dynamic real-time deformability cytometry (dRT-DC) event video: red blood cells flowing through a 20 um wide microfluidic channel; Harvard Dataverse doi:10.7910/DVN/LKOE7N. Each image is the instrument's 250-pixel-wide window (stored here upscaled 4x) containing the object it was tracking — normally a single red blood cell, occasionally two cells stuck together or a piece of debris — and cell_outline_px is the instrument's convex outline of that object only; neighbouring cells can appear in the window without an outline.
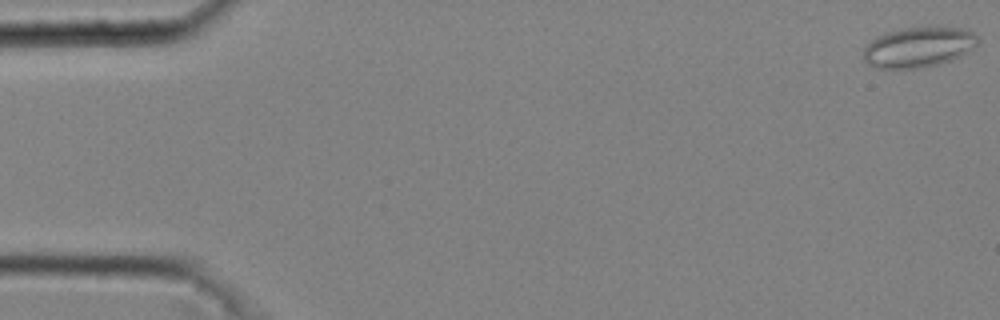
{"species": "common noctule bat (a hibernating species)", "species_latin": "Nyctalus noctula", "temperature_condition": "cold", "stored_images_in_passage": 44, "camera_frame_rate_fps": 3000, "um_per_image_px": 0.085, "animal": {"sex": "male", "body_mass_g": 20.4}, "frame": {"image": 1, "passage_image": 1, "time_ms": 0.0, "image_size_px": [1000, 320], "cell_outline_px": [[980, 40], [968, 52], [952, 60], [940, 64], [916, 68], [880, 68], [868, 64], [864, 60], [864, 48], [876, 36], [884, 32], [900, 28], [960, 28], [972, 32]], "centroid_in_image_um": [78.05, 4.01], "position_along_channel_um": 6.9, "area_um2": 26.59}}
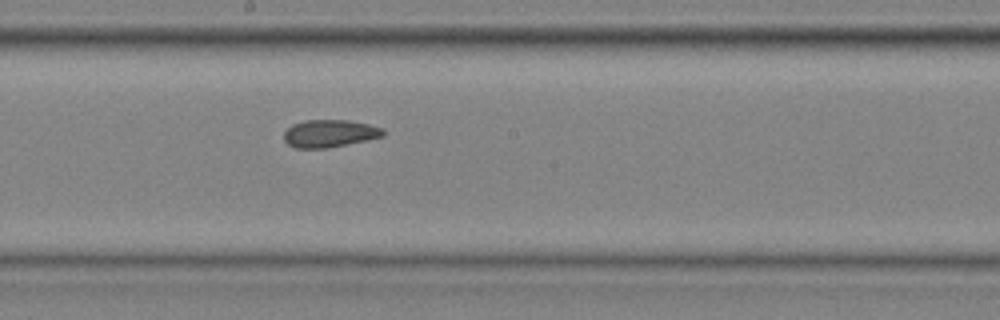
{"frame": {"image": 2, "passage_image": 27, "time_ms": 8.667, "image_size_px": [1000, 320], "cell_outline_px": [[384, 136], [328, 148], [296, 148], [288, 144], [284, 140], [284, 132], [292, 124], [304, 120], [348, 120], [368, 124], [384, 128]], "centroid_in_image_um": [28.0, 11.34], "position_along_channel_um": 220.2, "area_um2": 15.9}}
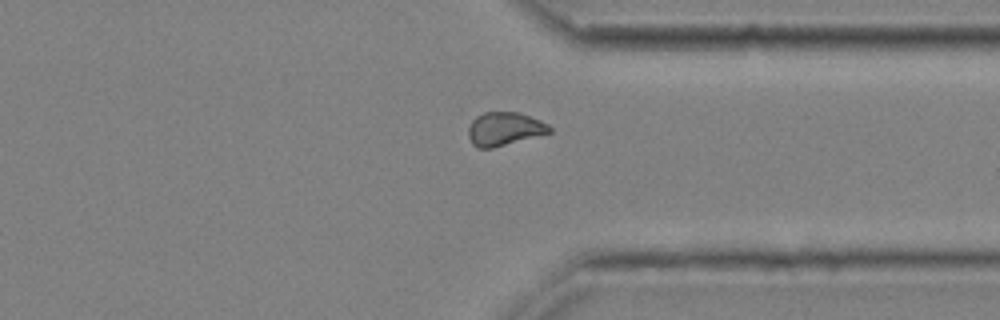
{"frame": {"image": 3, "passage_image": 38, "time_ms": 12.333, "image_size_px": [1000, 320], "cell_outline_px": [[552, 132], [492, 148], [476, 148], [472, 144], [468, 136], [468, 128], [472, 120], [476, 116], [484, 112], [516, 112], [540, 120], [548, 124], [552, 128]], "centroid_in_image_um": [42.85, 10.96], "position_along_channel_um": 368.5, "area_um2": 15.78}, "authors_computed_cell_mechanics": {"area_um2": 16.5308, "velocity_mm_per_s": 4.0491, "shape_relaxation_time_tau1_ms": null, "shape_relaxation_time_tau2_ms": 1.3471, "deformation_change_tau1": null, "deformation_change_tau2": 0.0711}}